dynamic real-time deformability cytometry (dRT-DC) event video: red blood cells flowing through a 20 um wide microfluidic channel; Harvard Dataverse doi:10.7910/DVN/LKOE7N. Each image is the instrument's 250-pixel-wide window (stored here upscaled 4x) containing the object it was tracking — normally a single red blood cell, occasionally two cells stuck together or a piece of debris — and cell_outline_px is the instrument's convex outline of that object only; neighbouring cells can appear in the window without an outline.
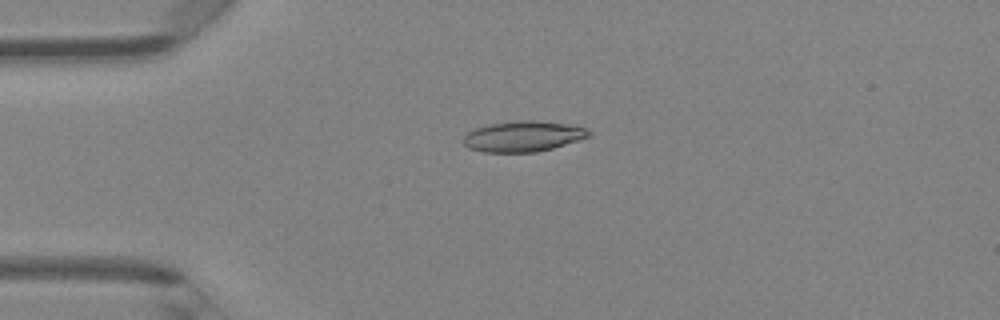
{"species": "Egyptian fruit bat (a non-hibernating species)", "species_latin": "Rousettus aegyptiacus", "temperature_condition": "room temperature", "stored_images_in_passage": 36, "camera_frame_rate_fps": 3000, "um_per_image_px": 0.085, "animal": {"sex": "female"}, "frame": {"image": 1, "passage_image": 1, "time_ms": 0.0, "image_size_px": [1000, 320], "cell_outline_px": [[592, 136], [552, 148], [536, 152], [484, 152], [468, 148], [464, 144], [464, 136], [468, 132], [476, 128], [488, 124], [528, 120], [532, 120], [572, 124], [584, 128], [592, 132]], "centroid_in_image_um": [44.49, 11.59], "position_along_channel_um": 40.5, "area_um2": 22.31}}
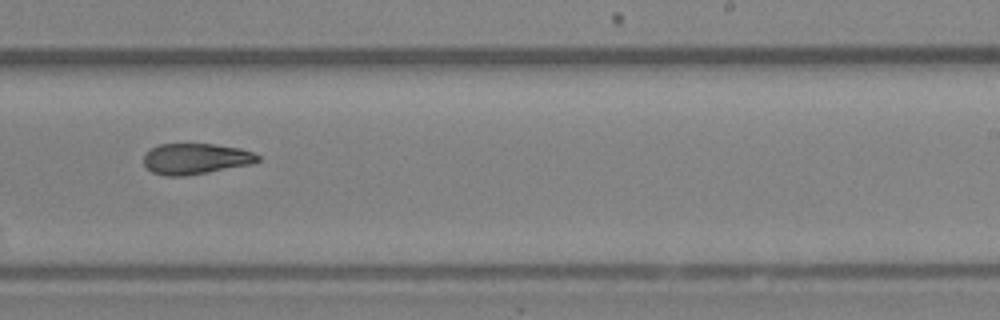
{"frame": {"image": 2, "passage_image": 19, "time_ms": 6.0, "image_size_px": [1000, 320], "cell_outline_px": [[260, 160], [252, 164], [184, 176], [164, 176], [152, 172], [144, 164], [144, 156], [152, 148], [160, 144], [216, 144], [240, 148], [252, 152], [260, 156]], "centroid_in_image_um": [16.65, 13.49], "position_along_channel_um": 272.4, "area_um2": 20.4}}
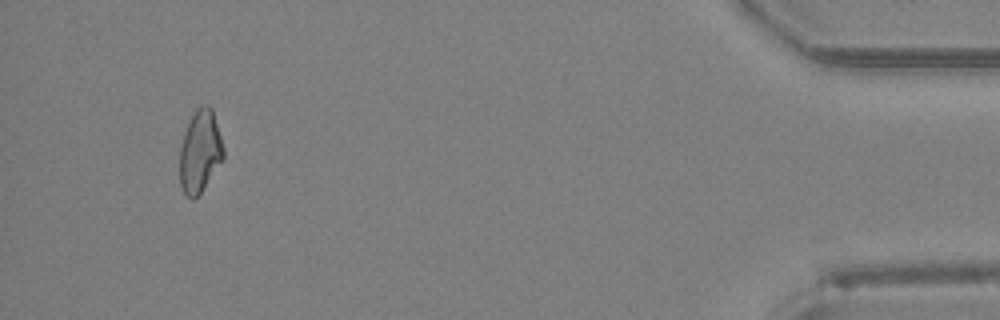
{"frame": {"image": 3, "passage_image": 34, "time_ms": 11.0, "image_size_px": [1000, 320], "cell_outline_px": [[224, 160], [200, 192], [192, 200], [184, 192], [180, 184], [180, 148], [184, 132], [196, 108], [200, 104], [208, 104], [212, 108], [224, 148]], "centroid_in_image_um": [17.01, 12.84], "position_along_channel_um": 418.2, "area_um2": 20.92}, "authors_computed_cell_mechanics": {"area_um2": 21.2126, "velocity_mm_per_s": 4.333, "shape_relaxation_time_tau1_ms": null, "shape_relaxation_time_tau2_ms": 4.8803, "deformation_change_tau1": null, "deformation_change_tau2": 0.1278}}